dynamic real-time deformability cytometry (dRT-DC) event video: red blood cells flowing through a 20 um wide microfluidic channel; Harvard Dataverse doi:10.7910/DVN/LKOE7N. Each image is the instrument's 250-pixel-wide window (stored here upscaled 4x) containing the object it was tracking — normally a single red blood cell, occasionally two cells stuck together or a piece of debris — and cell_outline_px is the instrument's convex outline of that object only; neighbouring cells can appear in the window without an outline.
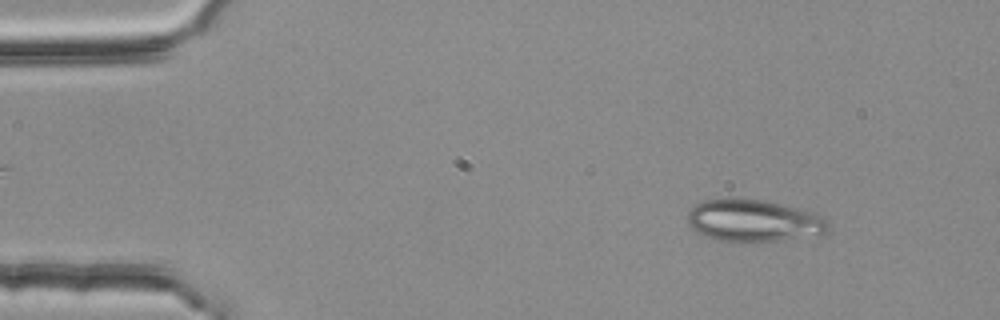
{"species": "common noctule bat (a hibernating species)", "species_latin": "Nyctalus noctula", "temperature_condition": "room temperature", "stored_images_in_passage": 4, "camera_frame_rate_fps": 3000, "um_per_image_px": 0.085, "animal": {"sex": "female", "body_mass_g": 25.1}, "frame": {"image": 1, "passage_image": 1, "time_ms": 0.0, "image_size_px": [1000, 320], "cell_outline_px": [[828, 232], [776, 240], [720, 240], [708, 236], [692, 228], [688, 224], [688, 212], [696, 204], [704, 200], [720, 196], [724, 196], [764, 200], [812, 212], [828, 220]], "centroid_in_image_um": [64.0, 18.69], "position_along_channel_um": 21.0, "area_um2": 33.87}}